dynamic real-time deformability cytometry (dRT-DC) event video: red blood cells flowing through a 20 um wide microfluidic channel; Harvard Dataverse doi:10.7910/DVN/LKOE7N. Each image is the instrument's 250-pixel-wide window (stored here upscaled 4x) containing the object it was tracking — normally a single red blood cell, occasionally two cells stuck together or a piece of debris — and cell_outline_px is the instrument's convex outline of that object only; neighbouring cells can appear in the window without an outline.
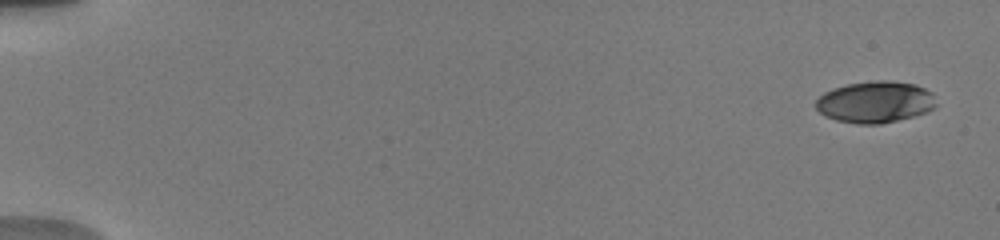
{"species": "human", "species_latin": "Homo sapiens", "temperature_condition": "warm", "stored_images_in_passage": 55, "camera_frame_rate_fps": 3000, "um_per_image_px": 0.085, "donor": {"sex": "male"}, "frame": {"image": 1, "passage_image": 4, "time_ms": 0.667, "image_size_px": [1000, 240], "cell_outline_px": [[936, 104], [928, 112], [880, 124], [856, 124], [836, 120], [824, 116], [816, 108], [816, 100], [824, 92], [832, 88], [848, 84], [872, 80], [888, 80], [916, 84], [932, 92]], "centroid_in_image_um": [74.37, 8.66], "position_along_channel_um": 10.6, "area_um2": 29.25}}
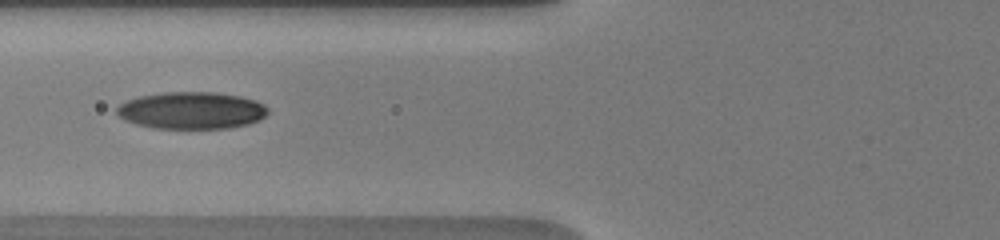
{"frame": {"image": 2, "passage_image": 35, "time_ms": 7.667, "image_size_px": [1000, 240], "cell_outline_px": [[268, 112], [260, 120], [248, 124], [228, 128], [152, 128], [136, 124], [124, 120], [116, 112], [116, 108], [120, 104], [128, 100], [140, 96], [164, 92], [216, 92], [240, 96], [256, 100], [264, 104], [268, 108]], "centroid_in_image_um": [16.29, 9.38], "position_along_channel_um": 109.5, "area_um2": 32.71}}
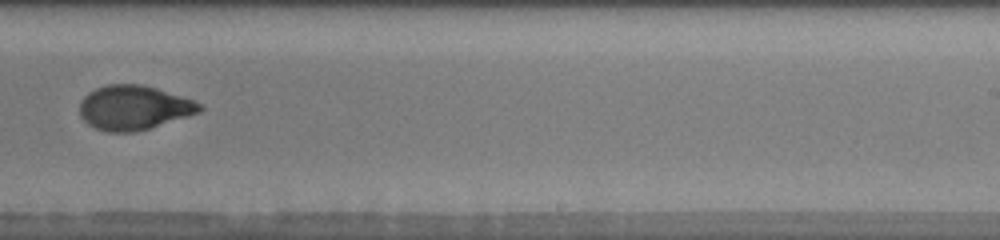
{"frame": {"image": 3, "passage_image": 43, "time_ms": 12.0, "image_size_px": [1000, 240], "cell_outline_px": [[204, 108], [200, 112], [188, 116], [136, 132], [108, 132], [96, 128], [88, 124], [80, 116], [80, 100], [88, 92], [96, 88], [108, 84], [140, 84], [156, 88], [192, 100], [200, 104]], "centroid_in_image_um": [11.34, 9.15], "position_along_channel_um": 277.7, "area_um2": 30.87}, "authors_computed_cell_mechanics": {"area_um2": 29.8248, "velocity_mm_per_s": 3.8775, "shape_relaxation_time_tau1_ms": 4.4038, "shape_relaxation_time_tau2_ms": 2.546, "deformation_change_tau1": 0.2006, "deformation_change_tau2": 0.0429}}